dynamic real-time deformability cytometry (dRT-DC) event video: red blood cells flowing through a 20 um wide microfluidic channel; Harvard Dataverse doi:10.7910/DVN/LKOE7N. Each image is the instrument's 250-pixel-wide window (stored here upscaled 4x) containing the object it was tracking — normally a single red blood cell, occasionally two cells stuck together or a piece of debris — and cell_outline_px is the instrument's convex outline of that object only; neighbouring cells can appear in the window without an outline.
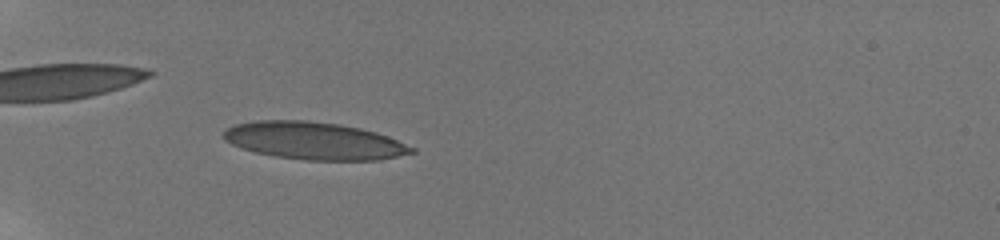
{"species": "human", "species_latin": "Homo sapiens", "temperature_condition": "room temperature", "stored_images_in_passage": 26, "camera_frame_rate_fps": 3000, "um_per_image_px": 0.085, "donor": {"sex": "male"}, "frame": {"image": 1, "passage_image": 19, "time_ms": 6.333, "image_size_px": [1000, 240], "cell_outline_px": [[416, 152], [380, 160], [304, 160], [276, 156], [256, 152], [232, 144], [224, 140], [224, 132], [228, 128], [236, 124], [256, 120], [308, 120], [336, 124], [360, 128], [376, 132], [388, 136], [416, 148]], "centroid_in_image_um": [26.73, 11.97], "position_along_channel_um": 58.3, "area_um2": 40.86}}